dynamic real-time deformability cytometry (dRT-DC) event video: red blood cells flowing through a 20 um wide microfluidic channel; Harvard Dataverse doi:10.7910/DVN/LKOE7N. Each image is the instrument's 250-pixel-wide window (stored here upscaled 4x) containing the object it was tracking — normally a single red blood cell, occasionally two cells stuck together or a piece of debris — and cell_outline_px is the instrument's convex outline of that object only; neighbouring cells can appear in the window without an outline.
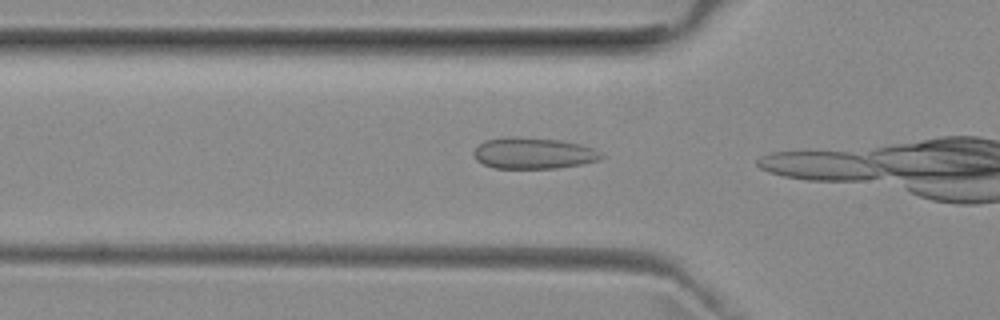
{"species": "common noctule bat (a hibernating species)", "species_latin": "Nyctalus noctula", "temperature_condition": "room temperature", "stored_images_in_passage": 3, "camera_frame_rate_fps": 3000, "um_per_image_px": 0.085, "animal": {"sex": "female", "body_mass_g": 29.2, "forearm_length_mm": 56.3}, "frame": {"image": 1, "passage_image": 2, "time_ms": 0.333, "image_size_px": [1000, 320], "cell_outline_px": [[604, 156], [600, 160], [580, 164], [556, 168], [496, 168], [484, 164], [476, 160], [472, 152], [484, 140], [560, 140], [580, 144], [592, 148], [600, 152]], "centroid_in_image_um": [45.39, 13.08], "position_along_channel_um": 80.4, "area_um2": 22.02}}